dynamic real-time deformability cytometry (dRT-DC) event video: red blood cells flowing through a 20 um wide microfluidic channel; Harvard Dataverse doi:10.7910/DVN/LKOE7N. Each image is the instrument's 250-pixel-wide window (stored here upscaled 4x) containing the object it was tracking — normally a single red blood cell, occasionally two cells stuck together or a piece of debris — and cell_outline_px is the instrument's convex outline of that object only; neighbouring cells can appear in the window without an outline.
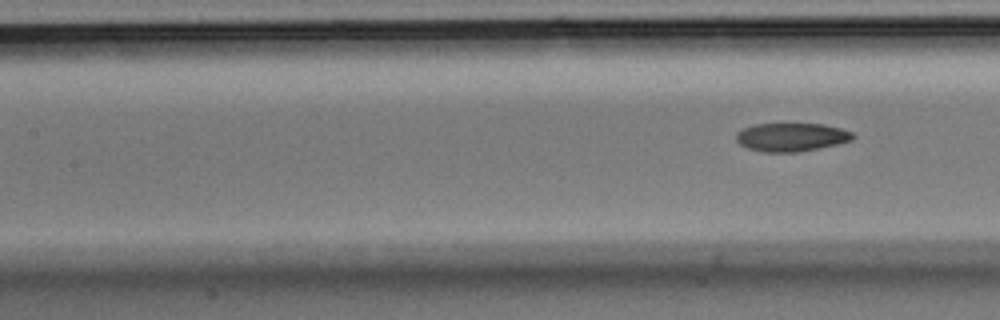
{"species": "Egyptian fruit bat (a non-hibernating species)", "species_latin": "Rousettus aegyptiacus", "temperature_condition": "room temperature", "stored_images_in_passage": 7, "camera_frame_rate_fps": 3000, "um_per_image_px": 0.085, "animal": {"sex": "male"}, "frame": {"image": 1, "passage_image": 7, "time_ms": 2.0, "image_size_px": [1000, 320], "cell_outline_px": [[856, 136], [852, 140], [820, 148], [796, 152], [764, 152], [748, 148], [740, 144], [736, 140], [736, 132], [752, 124], [824, 124], [840, 128], [852, 132]], "centroid_in_image_um": [67.26, 11.65], "position_along_channel_um": 140.1, "area_um2": 19.31}}